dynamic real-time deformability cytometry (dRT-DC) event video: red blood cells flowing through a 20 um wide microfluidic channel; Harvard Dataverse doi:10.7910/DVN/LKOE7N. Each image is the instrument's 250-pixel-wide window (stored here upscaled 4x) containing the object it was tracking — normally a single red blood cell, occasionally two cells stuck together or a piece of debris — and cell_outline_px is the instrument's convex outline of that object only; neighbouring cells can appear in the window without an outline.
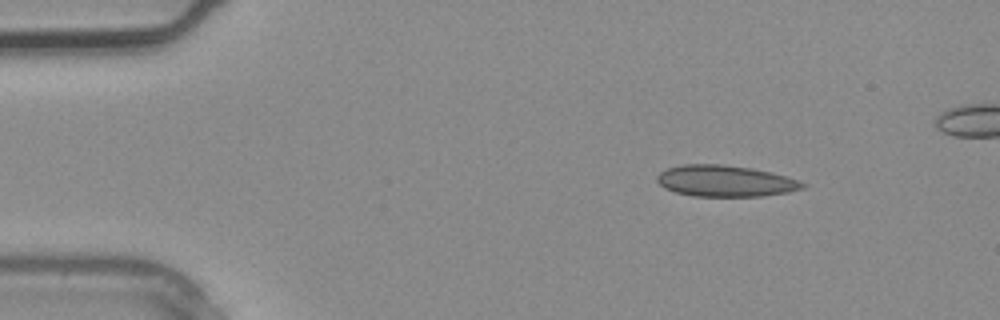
{"species": "common noctule bat (a hibernating species)", "species_latin": "Nyctalus noctula", "temperature_condition": "warm", "stored_images_in_passage": 3, "camera_frame_rate_fps": 3000, "um_per_image_px": 0.085, "animal": {"sex": "male", "body_mass_g": 20.4}, "frame": {"image": 1, "passage_image": 1, "time_ms": 0.0, "image_size_px": [1000, 320], "cell_outline_px": [[808, 184], [804, 188], [788, 192], [764, 196], [692, 196], [676, 192], [664, 188], [656, 180], [656, 176], [660, 172], [668, 168], [680, 164], [720, 164], [752, 168], [772, 172]], "centroid_in_image_um": [61.63, 15.38], "position_along_channel_um": 23.4, "area_um2": 26.59}}